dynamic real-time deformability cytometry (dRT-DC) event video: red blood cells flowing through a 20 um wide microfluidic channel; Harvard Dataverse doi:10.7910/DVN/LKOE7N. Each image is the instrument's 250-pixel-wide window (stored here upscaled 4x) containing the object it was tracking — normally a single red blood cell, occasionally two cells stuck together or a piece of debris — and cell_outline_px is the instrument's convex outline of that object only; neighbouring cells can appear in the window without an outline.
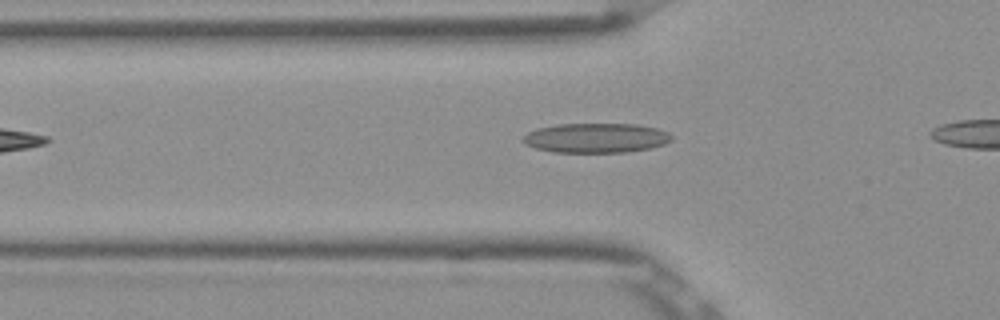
{"species": "Egyptian fruit bat (a non-hibernating species)", "species_latin": "Rousettus aegyptiacus", "temperature_condition": "room temperature", "stored_images_in_passage": 4, "camera_frame_rate_fps": 3000, "um_per_image_px": 0.085, "frame": {"image": 1, "passage_image": 2, "time_ms": 0.333, "image_size_px": [1000, 320], "cell_outline_px": [[672, 140], [664, 144], [652, 148], [628, 152], [552, 152], [536, 148], [520, 140], [528, 132], [536, 128], [556, 124], [636, 124], [656, 128], [668, 132], [672, 136]], "centroid_in_image_um": [50.67, 11.72], "position_along_channel_um": 75.1, "area_um2": 25.72}}